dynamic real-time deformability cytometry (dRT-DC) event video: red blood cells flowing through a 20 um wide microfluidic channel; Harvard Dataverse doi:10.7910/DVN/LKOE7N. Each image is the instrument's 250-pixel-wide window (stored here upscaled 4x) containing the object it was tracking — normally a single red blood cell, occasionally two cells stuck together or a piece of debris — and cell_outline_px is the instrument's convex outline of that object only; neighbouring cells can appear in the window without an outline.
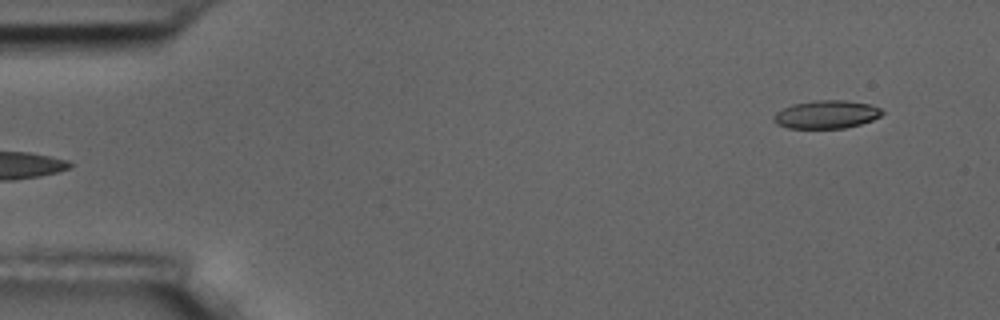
{"species": "common noctule bat (a hibernating species)", "species_latin": "Nyctalus noctula", "temperature_condition": "room temperature", "stored_images_in_passage": 5, "segment_of_instrument_passage": [2, 2], "camera_frame_rate_fps": 3000, "um_per_image_px": 0.085, "animal": {"sex": "male", "body_mass_g": 17.5, "forearm_length_mm": 52.3}, "frame": {"image": 1, "passage_image": 5, "time_ms": 5.333, "image_size_px": [1000, 320], "cell_outline_px": [[884, 112], [880, 116], [872, 120], [860, 124], [844, 128], [788, 128], [776, 124], [772, 120], [772, 116], [776, 112], [792, 104], [816, 100], [848, 100], [868, 104], [880, 108]], "centroid_in_image_um": [70.22, 9.73], "position_along_channel_um": 14.8, "area_um2": 17.8}}